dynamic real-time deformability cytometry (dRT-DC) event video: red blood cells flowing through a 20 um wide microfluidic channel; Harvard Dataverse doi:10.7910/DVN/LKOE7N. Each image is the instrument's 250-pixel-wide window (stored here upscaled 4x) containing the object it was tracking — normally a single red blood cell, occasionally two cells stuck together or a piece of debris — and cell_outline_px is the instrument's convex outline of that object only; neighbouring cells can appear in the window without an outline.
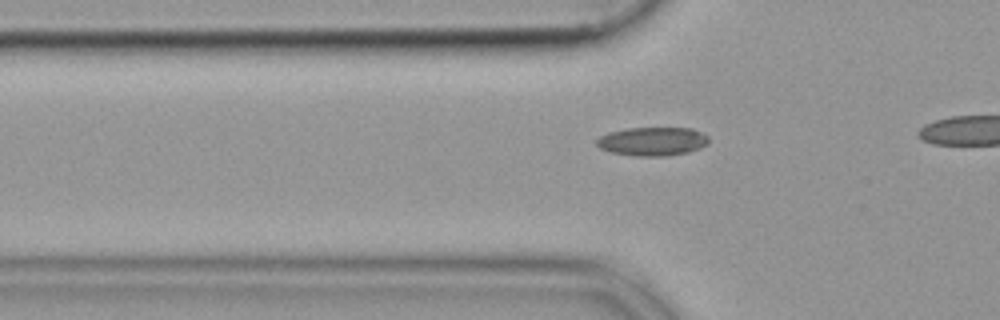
{"species": "common noctule bat (a hibernating species)", "species_latin": "Nyctalus noctula", "temperature_condition": "cold", "stored_images_in_passage": 12, "camera_frame_rate_fps": 3000, "um_per_image_px": 0.085, "animal": {"sex": "female", "body_mass_g": 19.9}, "frame": {"image": 1, "passage_image": 6, "time_ms": 1.667, "image_size_px": [1000, 320], "cell_outline_px": [[708, 144], [700, 148], [688, 152], [668, 156], [636, 156], [612, 152], [600, 148], [596, 144], [596, 140], [600, 136], [608, 132], [628, 128], [692, 128], [708, 136]], "centroid_in_image_um": [55.47, 12.02], "position_along_channel_um": 70.3, "area_um2": 18.73}}